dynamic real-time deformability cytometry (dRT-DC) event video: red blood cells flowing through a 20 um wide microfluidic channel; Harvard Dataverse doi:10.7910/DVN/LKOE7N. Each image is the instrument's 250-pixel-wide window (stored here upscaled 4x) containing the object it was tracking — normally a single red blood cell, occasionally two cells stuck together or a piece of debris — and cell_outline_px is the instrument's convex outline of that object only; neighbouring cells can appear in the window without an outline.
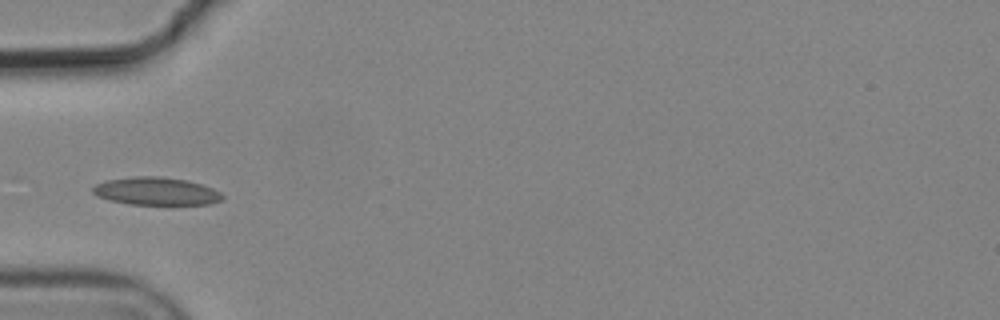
{"species": "common noctule bat (a hibernating species)", "species_latin": "Nyctalus noctula", "temperature_condition": "cold", "stored_images_in_passage": 5, "camera_frame_rate_fps": 3000, "um_per_image_px": 0.085, "animal": {"sex": "male", "body_mass_g": 19.2, "forearm_length_mm": 51.8}, "frame": {"image": 1, "passage_image": 4, "time_ms": 1.0, "image_size_px": [1000, 320], "cell_outline_px": [[224, 196], [220, 200], [212, 204], [128, 204], [108, 200], [96, 196], [92, 192], [92, 188], [96, 184], [108, 180], [136, 176], [160, 176], [188, 180], [204, 184], [220, 192]], "centroid_in_image_um": [13.28, 16.25], "position_along_channel_um": 71.7, "area_um2": 21.1}}
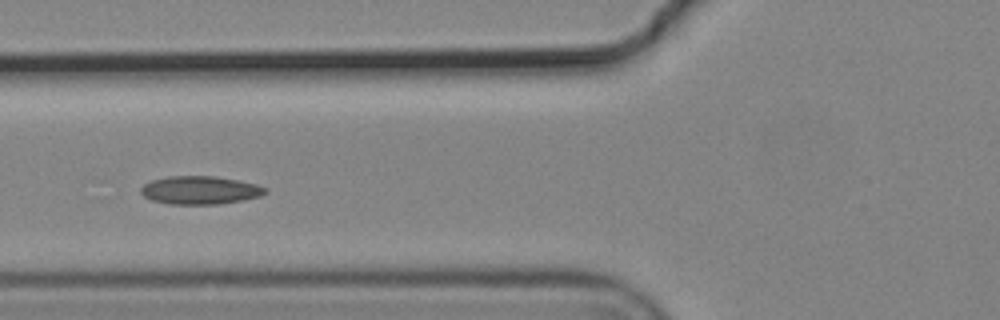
{"frame": {"image": 2, "passage_image": 5, "time_ms": 1.333, "image_size_px": [1000, 320], "cell_outline_px": [[268, 192], [260, 196], [244, 200], [220, 204], [168, 204], [152, 200], [144, 196], [140, 192], [140, 188], [144, 184], [152, 180], [168, 176], [212, 176], [240, 180], [256, 184], [268, 188]], "centroid_in_image_um": [17.03, 16.16], "position_along_channel_um": 108.8, "area_um2": 20.58}}